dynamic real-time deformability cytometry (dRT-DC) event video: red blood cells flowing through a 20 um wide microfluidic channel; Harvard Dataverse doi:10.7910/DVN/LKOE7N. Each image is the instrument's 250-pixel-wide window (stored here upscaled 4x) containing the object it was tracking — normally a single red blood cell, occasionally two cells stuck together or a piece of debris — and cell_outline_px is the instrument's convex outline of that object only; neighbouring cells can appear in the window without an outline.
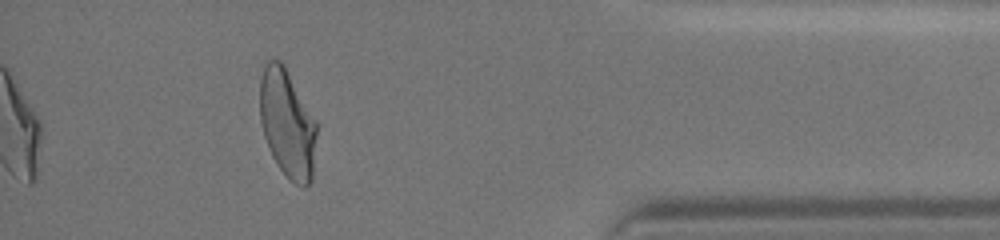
{"species": "human", "species_latin": "Homo sapiens", "temperature_condition": "cold", "stored_images_in_passage": 41, "camera_frame_rate_fps": 3000, "um_per_image_px": 0.085, "donor": {"sex": "female"}, "frame": {"image": 1, "passage_image": 41, "time_ms": 13.333, "image_size_px": [1000, 240], "cell_outline_px": [[316, 136], [312, 180], [304, 188], [288, 180], [276, 164], [272, 156], [264, 136], [260, 120], [260, 80], [264, 64], [268, 60], [280, 60], [284, 64], [316, 120]], "centroid_in_image_um": [24.42, 10.52], "position_along_channel_um": 410.8, "area_um2": 36.01}, "authors_computed_cell_mechanics": {"area_um2": 35.9516, "velocity_mm_per_s": 3.6365, "shape_relaxation_time_tau1_ms": 4.7794, "shape_relaxation_time_tau2_ms": 1.3224, "deformation_change_tau1": 0.1866, "deformation_change_tau2": 0.0801}}